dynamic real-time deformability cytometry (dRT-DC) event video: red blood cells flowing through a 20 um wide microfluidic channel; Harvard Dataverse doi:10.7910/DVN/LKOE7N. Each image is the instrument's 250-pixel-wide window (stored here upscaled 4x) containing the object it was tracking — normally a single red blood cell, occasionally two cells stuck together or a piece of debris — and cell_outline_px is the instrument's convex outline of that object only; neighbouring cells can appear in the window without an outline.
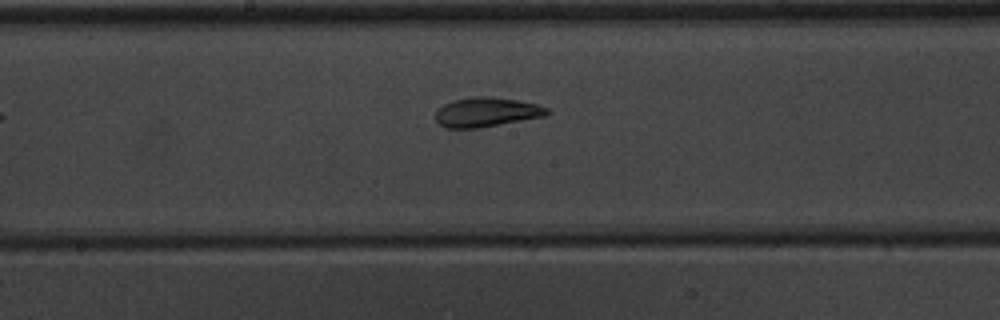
{"species": "common noctule bat (a hibernating species)", "species_latin": "Nyctalus noctula", "temperature_condition": "warm", "stored_images_in_passage": 7, "camera_frame_rate_fps": 3000, "um_per_image_px": 0.085, "animal": {"sex": "male", "body_mass_g": 20.1, "forearm_length_mm": 53.5}, "frame": {"image": 1, "passage_image": 7, "time_ms": 7.0, "image_size_px": [1000, 320], "cell_outline_px": [[552, 112], [544, 116], [480, 128], [444, 128], [436, 120], [436, 108], [452, 100], [472, 96], [492, 96], [516, 100], [536, 104], [548, 108]], "centroid_in_image_um": [41.32, 9.52], "position_along_channel_um": 206.9, "area_um2": 19.31}}